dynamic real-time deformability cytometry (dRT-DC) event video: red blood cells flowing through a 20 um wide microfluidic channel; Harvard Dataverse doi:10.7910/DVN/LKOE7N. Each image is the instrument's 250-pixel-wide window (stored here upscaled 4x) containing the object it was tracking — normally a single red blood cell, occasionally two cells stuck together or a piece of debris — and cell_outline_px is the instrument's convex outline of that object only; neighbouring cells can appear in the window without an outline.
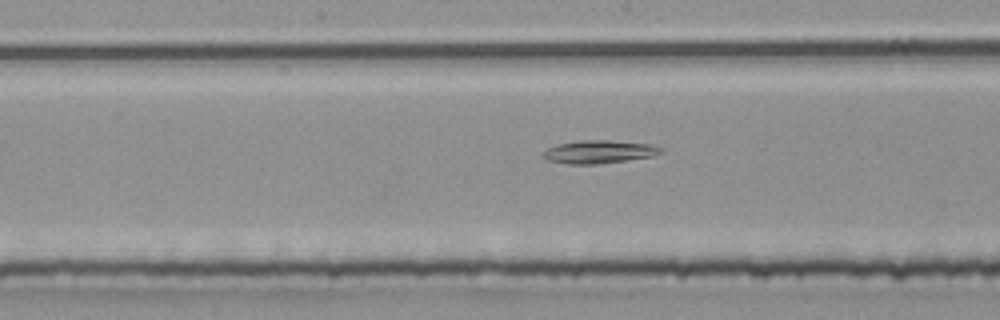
{"species": "common noctule bat (a hibernating species)", "species_latin": "Nyctalus noctula", "temperature_condition": "room temperature", "stored_images_in_passage": 43, "camera_frame_rate_fps": 3000, "um_per_image_px": 0.085, "animal": {"sex": "male", "body_mass_g": 20.4}, "frame": {"image": 1, "passage_image": 17, "time_ms": 5.333, "image_size_px": [1000, 320], "cell_outline_px": [[664, 152], [652, 156], [600, 164], [568, 164], [548, 160], [544, 156], [544, 152], [548, 148], [556, 144], [580, 140], [608, 140], [648, 144], [664, 148]], "centroid_in_image_um": [50.94, 12.9], "position_along_channel_um": 197.3, "area_um2": 15.72}}
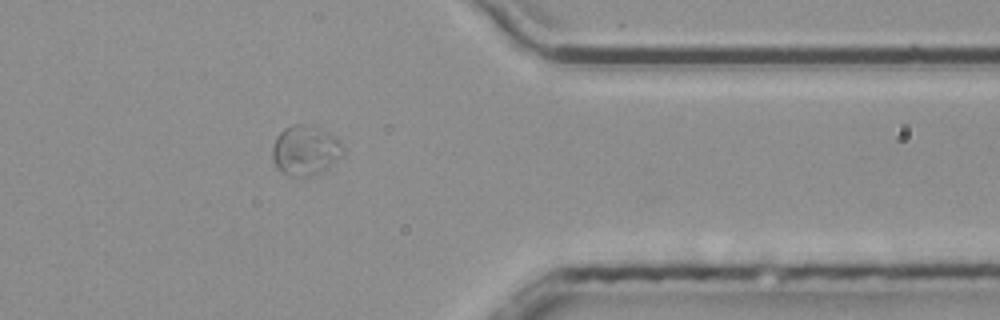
{"frame": {"image": 2, "passage_image": 33, "time_ms": 10.667, "image_size_px": [1000, 320], "cell_outline_px": [[344, 156], [324, 172], [308, 176], [288, 176], [280, 172], [276, 168], [272, 156], [272, 148], [276, 136], [284, 128], [292, 124], [308, 124], [328, 132], [340, 140], [344, 148]], "centroid_in_image_um": [25.97, 12.8], "position_along_channel_um": 385.4, "area_um2": 21.1}}
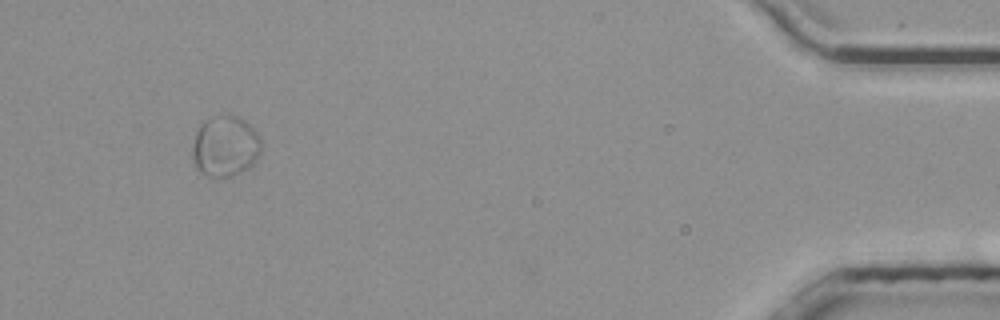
{"frame": {"image": 3, "passage_image": 40, "time_ms": 13.0, "image_size_px": [1000, 320], "cell_outline_px": [[260, 152], [256, 160], [252, 164], [240, 172], [232, 176], [208, 176], [200, 172], [192, 164], [192, 144], [196, 132], [200, 124], [204, 120], [212, 116], [236, 116], [244, 120], [260, 136]], "centroid_in_image_um": [19.1, 12.43], "position_along_channel_um": 416.1, "area_um2": 24.33}}